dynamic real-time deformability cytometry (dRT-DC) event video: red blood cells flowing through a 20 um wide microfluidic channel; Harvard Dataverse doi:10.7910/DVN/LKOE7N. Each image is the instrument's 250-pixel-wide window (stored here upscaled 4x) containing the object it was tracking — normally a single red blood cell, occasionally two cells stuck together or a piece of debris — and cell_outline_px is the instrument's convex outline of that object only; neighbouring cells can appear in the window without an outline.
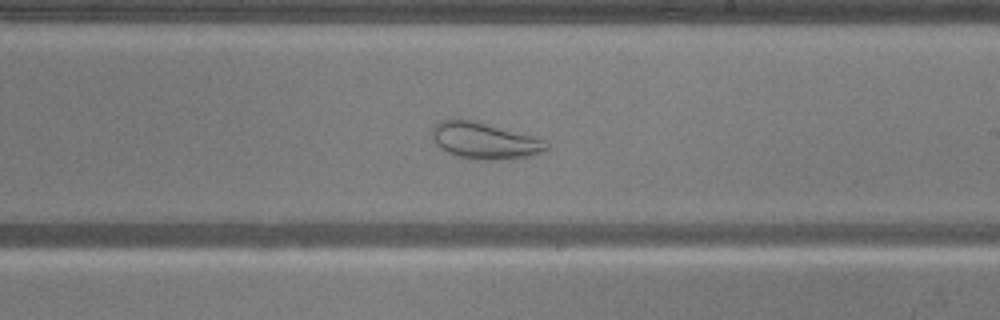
{"species": "common noctule bat (a hibernating species)", "species_latin": "Nyctalus noctula", "temperature_condition": "warm", "stored_images_in_passage": 50, "camera_frame_rate_fps": 3000, "um_per_image_px": 0.085, "animal": {"sex": "male", "body_mass_g": 20.5, "forearm_length_mm": 52.5}, "frame": {"image": 1, "passage_image": 29, "time_ms": 9.333, "image_size_px": [1000, 320], "cell_outline_px": [[548, 148], [532, 156], [512, 160], [476, 160], [456, 156], [440, 148], [436, 144], [432, 136], [432, 124], [440, 120], [472, 120], [532, 136], [544, 140], [548, 144]], "centroid_in_image_um": [41.17, 11.99], "position_along_channel_um": 247.8, "area_um2": 24.33}}